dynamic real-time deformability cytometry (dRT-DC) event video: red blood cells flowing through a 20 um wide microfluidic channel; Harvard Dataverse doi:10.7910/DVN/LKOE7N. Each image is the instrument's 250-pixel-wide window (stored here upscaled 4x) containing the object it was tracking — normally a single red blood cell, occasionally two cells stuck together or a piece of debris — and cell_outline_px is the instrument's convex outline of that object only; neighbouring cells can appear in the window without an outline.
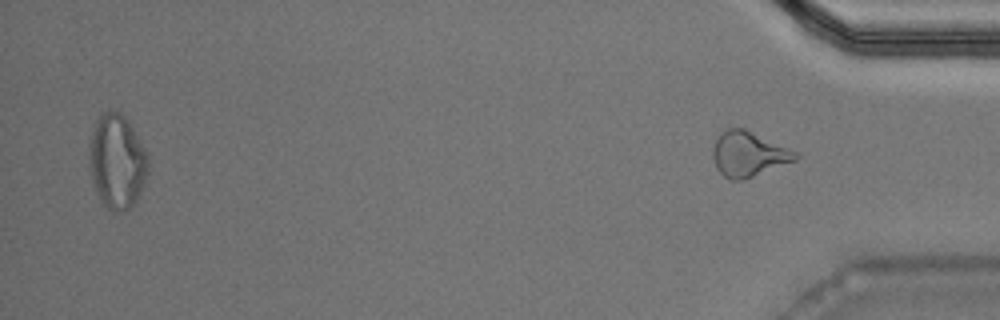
{"species": "Egyptian fruit bat (a non-hibernating species)", "species_latin": "Rousettus aegyptiacus", "temperature_condition": "warm", "stored_images_in_passage": 38, "segment_of_instrument_passage": [2, 2], "camera_frame_rate_fps": 3000, "um_per_image_px": 0.085, "animal": {"sex": "male"}, "frame": {"image": 1, "passage_image": 38, "time_ms": 12.333, "image_size_px": [1000, 320], "cell_outline_px": [[800, 156], [796, 160], [744, 180], [728, 180], [716, 168], [712, 156], [712, 148], [720, 132], [728, 128], [744, 128], [788, 148], [796, 152]], "centroid_in_image_um": [63.59, 13.11], "position_along_channel_um": 371.6, "area_um2": 21.62}}